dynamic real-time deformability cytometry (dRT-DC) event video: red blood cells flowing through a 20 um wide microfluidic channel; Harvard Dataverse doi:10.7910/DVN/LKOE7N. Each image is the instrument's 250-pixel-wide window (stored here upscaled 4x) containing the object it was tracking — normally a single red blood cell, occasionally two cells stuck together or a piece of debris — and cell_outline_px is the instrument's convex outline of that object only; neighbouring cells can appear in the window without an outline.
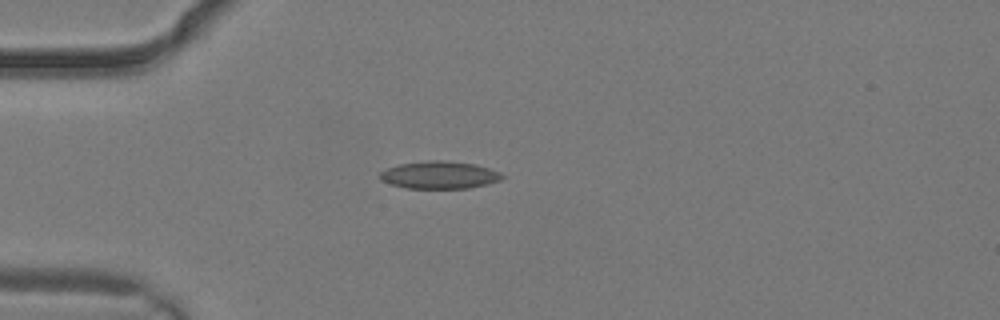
{"species": "common noctule bat (a hibernating species)", "species_latin": "Nyctalus noctula", "temperature_condition": "warm", "stored_images_in_passage": 3, "camera_frame_rate_fps": 3000, "um_per_image_px": 0.085, "animal": {"sex": "male", "body_mass_g": 19.2, "forearm_length_mm": 51.8}, "frame": {"image": 1, "passage_image": 3, "time_ms": 0.667, "image_size_px": [1000, 320], "cell_outline_px": [[504, 176], [500, 180], [488, 184], [468, 188], [404, 188], [380, 180], [380, 172], [388, 168], [400, 164], [428, 160], [444, 160], [476, 164], [500, 172]], "centroid_in_image_um": [37.36, 14.87], "position_along_channel_um": 47.6, "area_um2": 19.54}}